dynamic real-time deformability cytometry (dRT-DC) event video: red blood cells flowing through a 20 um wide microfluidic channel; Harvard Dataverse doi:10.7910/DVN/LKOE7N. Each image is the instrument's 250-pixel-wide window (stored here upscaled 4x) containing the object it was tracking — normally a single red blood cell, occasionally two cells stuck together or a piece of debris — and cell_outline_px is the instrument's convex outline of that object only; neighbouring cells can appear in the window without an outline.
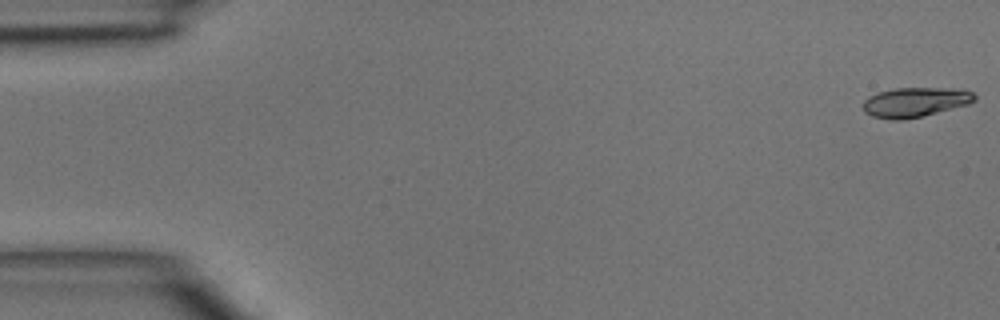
{"species": "common noctule bat (a hibernating species)", "species_latin": "Nyctalus noctula", "temperature_condition": "room temperature", "stored_images_in_passage": 46, "camera_frame_rate_fps": 3000, "um_per_image_px": 0.085, "animal": {"sex": "male", "body_mass_g": 15.6}, "frame": {"image": 1, "passage_image": 1, "time_ms": 0.0, "image_size_px": [1000, 320], "cell_outline_px": [[976, 100], [968, 104], [904, 120], [888, 120], [872, 116], [864, 112], [864, 100], [868, 96], [880, 92], [896, 88], [964, 88], [972, 92], [976, 96]], "centroid_in_image_um": [77.79, 8.67], "position_along_channel_um": 7.2, "area_um2": 19.25}}
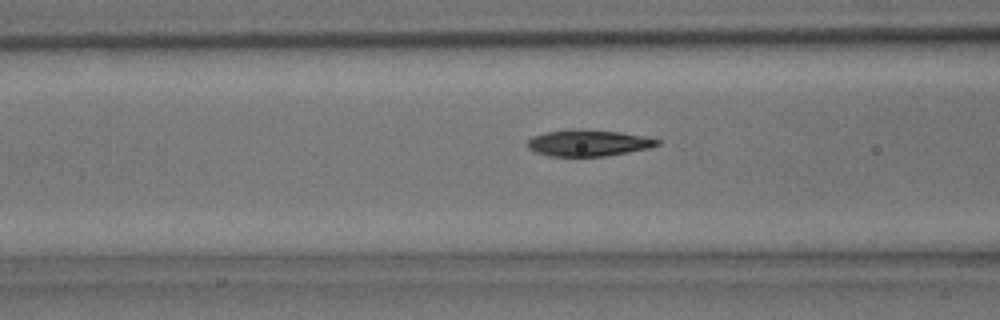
{"frame": {"image": 2, "passage_image": 18, "time_ms": 5.667, "image_size_px": [1000, 320], "cell_outline_px": [[660, 144], [652, 148], [604, 156], [548, 156], [536, 152], [528, 148], [528, 140], [532, 136], [544, 132], [572, 128], [584, 128], [620, 132], [644, 136], [660, 140]], "centroid_in_image_um": [50.01, 12.13], "position_along_channel_um": 116.6, "area_um2": 20.29}}
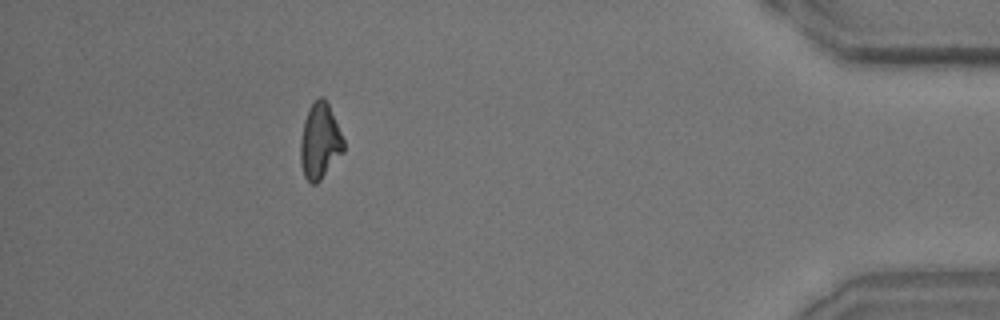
{"frame": {"image": 3, "passage_image": 42, "time_ms": 13.667, "image_size_px": [1000, 320], "cell_outline_px": [[344, 152], [320, 180], [316, 184], [312, 184], [304, 176], [300, 164], [300, 140], [304, 120], [312, 104], [320, 96], [324, 96], [328, 104], [344, 140]], "centroid_in_image_um": [27.18, 12.03], "position_along_channel_um": 408.0, "area_um2": 18.9}}